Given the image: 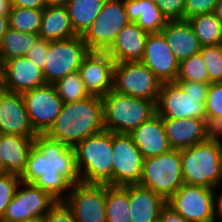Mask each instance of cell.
I'll list each match as a JSON object with an SVG mask.
<instances>
[{
  "mask_svg": "<svg viewBox=\"0 0 222 222\" xmlns=\"http://www.w3.org/2000/svg\"><path fill=\"white\" fill-rule=\"evenodd\" d=\"M20 182L21 177L16 174L6 173L0 176V220Z\"/></svg>",
  "mask_w": 222,
  "mask_h": 222,
  "instance_id": "cell-37",
  "label": "cell"
},
{
  "mask_svg": "<svg viewBox=\"0 0 222 222\" xmlns=\"http://www.w3.org/2000/svg\"><path fill=\"white\" fill-rule=\"evenodd\" d=\"M162 120L172 149L183 150L207 141L213 135V130L204 119L162 118Z\"/></svg>",
  "mask_w": 222,
  "mask_h": 222,
  "instance_id": "cell-20",
  "label": "cell"
},
{
  "mask_svg": "<svg viewBox=\"0 0 222 222\" xmlns=\"http://www.w3.org/2000/svg\"><path fill=\"white\" fill-rule=\"evenodd\" d=\"M166 203L150 188L139 184L129 185L131 222H154L159 218L161 207Z\"/></svg>",
  "mask_w": 222,
  "mask_h": 222,
  "instance_id": "cell-25",
  "label": "cell"
},
{
  "mask_svg": "<svg viewBox=\"0 0 222 222\" xmlns=\"http://www.w3.org/2000/svg\"><path fill=\"white\" fill-rule=\"evenodd\" d=\"M32 127L46 133L61 112L63 101L52 84H45L22 93Z\"/></svg>",
  "mask_w": 222,
  "mask_h": 222,
  "instance_id": "cell-14",
  "label": "cell"
},
{
  "mask_svg": "<svg viewBox=\"0 0 222 222\" xmlns=\"http://www.w3.org/2000/svg\"><path fill=\"white\" fill-rule=\"evenodd\" d=\"M154 222H161V220L158 218L157 220H155Z\"/></svg>",
  "mask_w": 222,
  "mask_h": 222,
  "instance_id": "cell-52",
  "label": "cell"
},
{
  "mask_svg": "<svg viewBox=\"0 0 222 222\" xmlns=\"http://www.w3.org/2000/svg\"><path fill=\"white\" fill-rule=\"evenodd\" d=\"M176 81L209 83L208 70L200 53L179 62Z\"/></svg>",
  "mask_w": 222,
  "mask_h": 222,
  "instance_id": "cell-34",
  "label": "cell"
},
{
  "mask_svg": "<svg viewBox=\"0 0 222 222\" xmlns=\"http://www.w3.org/2000/svg\"><path fill=\"white\" fill-rule=\"evenodd\" d=\"M184 183L180 150L171 149L159 156L143 160L142 175L138 184L150 188L164 201L167 202Z\"/></svg>",
  "mask_w": 222,
  "mask_h": 222,
  "instance_id": "cell-7",
  "label": "cell"
},
{
  "mask_svg": "<svg viewBox=\"0 0 222 222\" xmlns=\"http://www.w3.org/2000/svg\"><path fill=\"white\" fill-rule=\"evenodd\" d=\"M38 35L48 41L66 40L77 36L65 6H46L42 9Z\"/></svg>",
  "mask_w": 222,
  "mask_h": 222,
  "instance_id": "cell-27",
  "label": "cell"
},
{
  "mask_svg": "<svg viewBox=\"0 0 222 222\" xmlns=\"http://www.w3.org/2000/svg\"><path fill=\"white\" fill-rule=\"evenodd\" d=\"M115 61L106 53L90 51L78 70L88 93L104 97L113 90Z\"/></svg>",
  "mask_w": 222,
  "mask_h": 222,
  "instance_id": "cell-16",
  "label": "cell"
},
{
  "mask_svg": "<svg viewBox=\"0 0 222 222\" xmlns=\"http://www.w3.org/2000/svg\"><path fill=\"white\" fill-rule=\"evenodd\" d=\"M201 46L220 45L222 24L214 12L197 15L187 19Z\"/></svg>",
  "mask_w": 222,
  "mask_h": 222,
  "instance_id": "cell-31",
  "label": "cell"
},
{
  "mask_svg": "<svg viewBox=\"0 0 222 222\" xmlns=\"http://www.w3.org/2000/svg\"><path fill=\"white\" fill-rule=\"evenodd\" d=\"M219 0H186L184 8V20L191 17L214 12Z\"/></svg>",
  "mask_w": 222,
  "mask_h": 222,
  "instance_id": "cell-39",
  "label": "cell"
},
{
  "mask_svg": "<svg viewBox=\"0 0 222 222\" xmlns=\"http://www.w3.org/2000/svg\"><path fill=\"white\" fill-rule=\"evenodd\" d=\"M209 83L176 81L162 84L157 113L162 118L206 120L205 102Z\"/></svg>",
  "mask_w": 222,
  "mask_h": 222,
  "instance_id": "cell-3",
  "label": "cell"
},
{
  "mask_svg": "<svg viewBox=\"0 0 222 222\" xmlns=\"http://www.w3.org/2000/svg\"><path fill=\"white\" fill-rule=\"evenodd\" d=\"M217 219L222 220V191L217 192Z\"/></svg>",
  "mask_w": 222,
  "mask_h": 222,
  "instance_id": "cell-46",
  "label": "cell"
},
{
  "mask_svg": "<svg viewBox=\"0 0 222 222\" xmlns=\"http://www.w3.org/2000/svg\"><path fill=\"white\" fill-rule=\"evenodd\" d=\"M213 136L222 143V122L213 129Z\"/></svg>",
  "mask_w": 222,
  "mask_h": 222,
  "instance_id": "cell-48",
  "label": "cell"
},
{
  "mask_svg": "<svg viewBox=\"0 0 222 222\" xmlns=\"http://www.w3.org/2000/svg\"><path fill=\"white\" fill-rule=\"evenodd\" d=\"M89 52L79 35L66 40L49 41L43 70L46 84L53 85L68 74L78 71Z\"/></svg>",
  "mask_w": 222,
  "mask_h": 222,
  "instance_id": "cell-10",
  "label": "cell"
},
{
  "mask_svg": "<svg viewBox=\"0 0 222 222\" xmlns=\"http://www.w3.org/2000/svg\"><path fill=\"white\" fill-rule=\"evenodd\" d=\"M216 190L184 183L167 203L188 222H213L218 220Z\"/></svg>",
  "mask_w": 222,
  "mask_h": 222,
  "instance_id": "cell-8",
  "label": "cell"
},
{
  "mask_svg": "<svg viewBox=\"0 0 222 222\" xmlns=\"http://www.w3.org/2000/svg\"><path fill=\"white\" fill-rule=\"evenodd\" d=\"M205 109L207 124L213 130L222 122V82L209 84Z\"/></svg>",
  "mask_w": 222,
  "mask_h": 222,
  "instance_id": "cell-35",
  "label": "cell"
},
{
  "mask_svg": "<svg viewBox=\"0 0 222 222\" xmlns=\"http://www.w3.org/2000/svg\"><path fill=\"white\" fill-rule=\"evenodd\" d=\"M21 181L35 184L57 201H64L72 185L81 183L75 150L64 143L38 133L34 138Z\"/></svg>",
  "mask_w": 222,
  "mask_h": 222,
  "instance_id": "cell-1",
  "label": "cell"
},
{
  "mask_svg": "<svg viewBox=\"0 0 222 222\" xmlns=\"http://www.w3.org/2000/svg\"><path fill=\"white\" fill-rule=\"evenodd\" d=\"M112 151V186L138 184L144 158L131 136L112 133Z\"/></svg>",
  "mask_w": 222,
  "mask_h": 222,
  "instance_id": "cell-13",
  "label": "cell"
},
{
  "mask_svg": "<svg viewBox=\"0 0 222 222\" xmlns=\"http://www.w3.org/2000/svg\"><path fill=\"white\" fill-rule=\"evenodd\" d=\"M9 28L8 15L0 16V41Z\"/></svg>",
  "mask_w": 222,
  "mask_h": 222,
  "instance_id": "cell-44",
  "label": "cell"
},
{
  "mask_svg": "<svg viewBox=\"0 0 222 222\" xmlns=\"http://www.w3.org/2000/svg\"><path fill=\"white\" fill-rule=\"evenodd\" d=\"M159 219L161 222H188L167 202L161 207Z\"/></svg>",
  "mask_w": 222,
  "mask_h": 222,
  "instance_id": "cell-42",
  "label": "cell"
},
{
  "mask_svg": "<svg viewBox=\"0 0 222 222\" xmlns=\"http://www.w3.org/2000/svg\"><path fill=\"white\" fill-rule=\"evenodd\" d=\"M167 21L184 20L186 0H154Z\"/></svg>",
  "mask_w": 222,
  "mask_h": 222,
  "instance_id": "cell-38",
  "label": "cell"
},
{
  "mask_svg": "<svg viewBox=\"0 0 222 222\" xmlns=\"http://www.w3.org/2000/svg\"><path fill=\"white\" fill-rule=\"evenodd\" d=\"M214 14L221 21L222 24V0H219L215 6Z\"/></svg>",
  "mask_w": 222,
  "mask_h": 222,
  "instance_id": "cell-49",
  "label": "cell"
},
{
  "mask_svg": "<svg viewBox=\"0 0 222 222\" xmlns=\"http://www.w3.org/2000/svg\"><path fill=\"white\" fill-rule=\"evenodd\" d=\"M35 137L0 134V158L6 171L21 176Z\"/></svg>",
  "mask_w": 222,
  "mask_h": 222,
  "instance_id": "cell-24",
  "label": "cell"
},
{
  "mask_svg": "<svg viewBox=\"0 0 222 222\" xmlns=\"http://www.w3.org/2000/svg\"><path fill=\"white\" fill-rule=\"evenodd\" d=\"M186 184L219 188L222 184V143L213 135L204 142L180 150Z\"/></svg>",
  "mask_w": 222,
  "mask_h": 222,
  "instance_id": "cell-4",
  "label": "cell"
},
{
  "mask_svg": "<svg viewBox=\"0 0 222 222\" xmlns=\"http://www.w3.org/2000/svg\"><path fill=\"white\" fill-rule=\"evenodd\" d=\"M74 150L81 183L112 186V132L87 137Z\"/></svg>",
  "mask_w": 222,
  "mask_h": 222,
  "instance_id": "cell-5",
  "label": "cell"
},
{
  "mask_svg": "<svg viewBox=\"0 0 222 222\" xmlns=\"http://www.w3.org/2000/svg\"><path fill=\"white\" fill-rule=\"evenodd\" d=\"M129 135L144 159L159 156L172 149L162 117L158 113L133 129Z\"/></svg>",
  "mask_w": 222,
  "mask_h": 222,
  "instance_id": "cell-21",
  "label": "cell"
},
{
  "mask_svg": "<svg viewBox=\"0 0 222 222\" xmlns=\"http://www.w3.org/2000/svg\"><path fill=\"white\" fill-rule=\"evenodd\" d=\"M105 0H68L65 5L74 32L82 36L97 18Z\"/></svg>",
  "mask_w": 222,
  "mask_h": 222,
  "instance_id": "cell-28",
  "label": "cell"
},
{
  "mask_svg": "<svg viewBox=\"0 0 222 222\" xmlns=\"http://www.w3.org/2000/svg\"><path fill=\"white\" fill-rule=\"evenodd\" d=\"M199 53L208 70L209 84L222 82V45L201 46Z\"/></svg>",
  "mask_w": 222,
  "mask_h": 222,
  "instance_id": "cell-36",
  "label": "cell"
},
{
  "mask_svg": "<svg viewBox=\"0 0 222 222\" xmlns=\"http://www.w3.org/2000/svg\"><path fill=\"white\" fill-rule=\"evenodd\" d=\"M17 222H44V218H32V219L17 221Z\"/></svg>",
  "mask_w": 222,
  "mask_h": 222,
  "instance_id": "cell-50",
  "label": "cell"
},
{
  "mask_svg": "<svg viewBox=\"0 0 222 222\" xmlns=\"http://www.w3.org/2000/svg\"><path fill=\"white\" fill-rule=\"evenodd\" d=\"M38 38V34L20 32L9 27L0 41V66L11 58L25 57Z\"/></svg>",
  "mask_w": 222,
  "mask_h": 222,
  "instance_id": "cell-30",
  "label": "cell"
},
{
  "mask_svg": "<svg viewBox=\"0 0 222 222\" xmlns=\"http://www.w3.org/2000/svg\"><path fill=\"white\" fill-rule=\"evenodd\" d=\"M162 82L141 61L115 63L113 91L158 102Z\"/></svg>",
  "mask_w": 222,
  "mask_h": 222,
  "instance_id": "cell-9",
  "label": "cell"
},
{
  "mask_svg": "<svg viewBox=\"0 0 222 222\" xmlns=\"http://www.w3.org/2000/svg\"><path fill=\"white\" fill-rule=\"evenodd\" d=\"M46 6H65L68 0H43Z\"/></svg>",
  "mask_w": 222,
  "mask_h": 222,
  "instance_id": "cell-47",
  "label": "cell"
},
{
  "mask_svg": "<svg viewBox=\"0 0 222 222\" xmlns=\"http://www.w3.org/2000/svg\"><path fill=\"white\" fill-rule=\"evenodd\" d=\"M64 202L72 210L76 222H106L105 185H72Z\"/></svg>",
  "mask_w": 222,
  "mask_h": 222,
  "instance_id": "cell-15",
  "label": "cell"
},
{
  "mask_svg": "<svg viewBox=\"0 0 222 222\" xmlns=\"http://www.w3.org/2000/svg\"><path fill=\"white\" fill-rule=\"evenodd\" d=\"M45 84L43 71L26 57L11 58L0 66V87L6 91L22 94Z\"/></svg>",
  "mask_w": 222,
  "mask_h": 222,
  "instance_id": "cell-17",
  "label": "cell"
},
{
  "mask_svg": "<svg viewBox=\"0 0 222 222\" xmlns=\"http://www.w3.org/2000/svg\"><path fill=\"white\" fill-rule=\"evenodd\" d=\"M103 101L104 129L129 134L157 113L156 102L110 91Z\"/></svg>",
  "mask_w": 222,
  "mask_h": 222,
  "instance_id": "cell-6",
  "label": "cell"
},
{
  "mask_svg": "<svg viewBox=\"0 0 222 222\" xmlns=\"http://www.w3.org/2000/svg\"><path fill=\"white\" fill-rule=\"evenodd\" d=\"M6 173H8V172L6 171L4 165L2 164V160H1V158H0V176H1V175H4V174H6Z\"/></svg>",
  "mask_w": 222,
  "mask_h": 222,
  "instance_id": "cell-51",
  "label": "cell"
},
{
  "mask_svg": "<svg viewBox=\"0 0 222 222\" xmlns=\"http://www.w3.org/2000/svg\"><path fill=\"white\" fill-rule=\"evenodd\" d=\"M129 23L123 0H105L101 12L82 39L90 51L105 52Z\"/></svg>",
  "mask_w": 222,
  "mask_h": 222,
  "instance_id": "cell-11",
  "label": "cell"
},
{
  "mask_svg": "<svg viewBox=\"0 0 222 222\" xmlns=\"http://www.w3.org/2000/svg\"><path fill=\"white\" fill-rule=\"evenodd\" d=\"M11 10V0H0V16L8 15Z\"/></svg>",
  "mask_w": 222,
  "mask_h": 222,
  "instance_id": "cell-45",
  "label": "cell"
},
{
  "mask_svg": "<svg viewBox=\"0 0 222 222\" xmlns=\"http://www.w3.org/2000/svg\"><path fill=\"white\" fill-rule=\"evenodd\" d=\"M104 130L103 101L100 97L89 96L64 103L54 124L45 134L75 148L82 140Z\"/></svg>",
  "mask_w": 222,
  "mask_h": 222,
  "instance_id": "cell-2",
  "label": "cell"
},
{
  "mask_svg": "<svg viewBox=\"0 0 222 222\" xmlns=\"http://www.w3.org/2000/svg\"><path fill=\"white\" fill-rule=\"evenodd\" d=\"M53 86L63 103L76 102L91 96L78 71L56 81Z\"/></svg>",
  "mask_w": 222,
  "mask_h": 222,
  "instance_id": "cell-33",
  "label": "cell"
},
{
  "mask_svg": "<svg viewBox=\"0 0 222 222\" xmlns=\"http://www.w3.org/2000/svg\"><path fill=\"white\" fill-rule=\"evenodd\" d=\"M161 33L178 62L200 52L199 40L187 20L168 21Z\"/></svg>",
  "mask_w": 222,
  "mask_h": 222,
  "instance_id": "cell-23",
  "label": "cell"
},
{
  "mask_svg": "<svg viewBox=\"0 0 222 222\" xmlns=\"http://www.w3.org/2000/svg\"><path fill=\"white\" fill-rule=\"evenodd\" d=\"M148 34L138 24L130 22L118 33L105 52L115 63L141 61Z\"/></svg>",
  "mask_w": 222,
  "mask_h": 222,
  "instance_id": "cell-22",
  "label": "cell"
},
{
  "mask_svg": "<svg viewBox=\"0 0 222 222\" xmlns=\"http://www.w3.org/2000/svg\"><path fill=\"white\" fill-rule=\"evenodd\" d=\"M58 201L35 184L21 181L0 222L44 218Z\"/></svg>",
  "mask_w": 222,
  "mask_h": 222,
  "instance_id": "cell-12",
  "label": "cell"
},
{
  "mask_svg": "<svg viewBox=\"0 0 222 222\" xmlns=\"http://www.w3.org/2000/svg\"><path fill=\"white\" fill-rule=\"evenodd\" d=\"M44 222H76L72 210L64 201H58L45 215Z\"/></svg>",
  "mask_w": 222,
  "mask_h": 222,
  "instance_id": "cell-41",
  "label": "cell"
},
{
  "mask_svg": "<svg viewBox=\"0 0 222 222\" xmlns=\"http://www.w3.org/2000/svg\"><path fill=\"white\" fill-rule=\"evenodd\" d=\"M48 48L49 41L39 37L25 57L43 71Z\"/></svg>",
  "mask_w": 222,
  "mask_h": 222,
  "instance_id": "cell-40",
  "label": "cell"
},
{
  "mask_svg": "<svg viewBox=\"0 0 222 222\" xmlns=\"http://www.w3.org/2000/svg\"><path fill=\"white\" fill-rule=\"evenodd\" d=\"M9 27L30 34H39L42 9L11 7L8 14Z\"/></svg>",
  "mask_w": 222,
  "mask_h": 222,
  "instance_id": "cell-32",
  "label": "cell"
},
{
  "mask_svg": "<svg viewBox=\"0 0 222 222\" xmlns=\"http://www.w3.org/2000/svg\"><path fill=\"white\" fill-rule=\"evenodd\" d=\"M0 134L36 137L21 93L0 87Z\"/></svg>",
  "mask_w": 222,
  "mask_h": 222,
  "instance_id": "cell-19",
  "label": "cell"
},
{
  "mask_svg": "<svg viewBox=\"0 0 222 222\" xmlns=\"http://www.w3.org/2000/svg\"><path fill=\"white\" fill-rule=\"evenodd\" d=\"M106 222H131L129 185H105Z\"/></svg>",
  "mask_w": 222,
  "mask_h": 222,
  "instance_id": "cell-29",
  "label": "cell"
},
{
  "mask_svg": "<svg viewBox=\"0 0 222 222\" xmlns=\"http://www.w3.org/2000/svg\"><path fill=\"white\" fill-rule=\"evenodd\" d=\"M11 7L43 9L45 4L43 0H11Z\"/></svg>",
  "mask_w": 222,
  "mask_h": 222,
  "instance_id": "cell-43",
  "label": "cell"
},
{
  "mask_svg": "<svg viewBox=\"0 0 222 222\" xmlns=\"http://www.w3.org/2000/svg\"><path fill=\"white\" fill-rule=\"evenodd\" d=\"M141 62L162 82H176L179 62L170 50L164 35L149 33Z\"/></svg>",
  "mask_w": 222,
  "mask_h": 222,
  "instance_id": "cell-18",
  "label": "cell"
},
{
  "mask_svg": "<svg viewBox=\"0 0 222 222\" xmlns=\"http://www.w3.org/2000/svg\"><path fill=\"white\" fill-rule=\"evenodd\" d=\"M130 22L147 33H159L168 22L154 0H123Z\"/></svg>",
  "mask_w": 222,
  "mask_h": 222,
  "instance_id": "cell-26",
  "label": "cell"
}]
</instances>
